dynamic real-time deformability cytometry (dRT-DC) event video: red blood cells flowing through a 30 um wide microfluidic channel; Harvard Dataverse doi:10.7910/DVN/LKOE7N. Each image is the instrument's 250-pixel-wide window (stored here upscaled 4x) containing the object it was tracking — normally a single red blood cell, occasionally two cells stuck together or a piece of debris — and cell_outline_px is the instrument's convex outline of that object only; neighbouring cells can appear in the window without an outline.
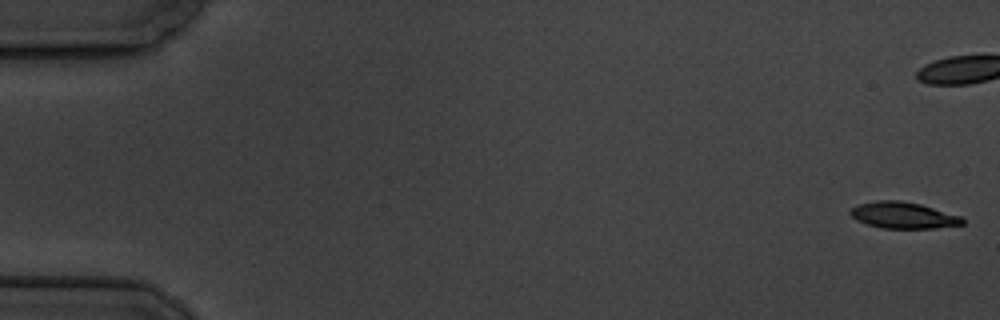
{"species": "common noctule bat (a hibernating species)", "species_latin": "Nyctalus noctula", "temperature_condition": "cold", "stored_images_in_passage": 6, "camera_frame_rate_fps": 3000, "um_per_image_px": 0.085, "animal": {"sex": "male", "body_mass_g": 19.5, "forearm_length_mm": 54.6}, "frame": {"image": 1, "passage_image": 1, "time_ms": 0.0, "image_size_px": [1000, 320], "cell_outline_px": [[964, 224], [936, 228], [880, 228], [856, 220], [848, 212], [852, 208], [860, 204], [876, 200], [900, 200], [920, 204], [960, 216], [964, 220]], "centroid_in_image_um": [76.76, 18.3], "position_along_channel_um": 8.2, "area_um2": 17.11}}